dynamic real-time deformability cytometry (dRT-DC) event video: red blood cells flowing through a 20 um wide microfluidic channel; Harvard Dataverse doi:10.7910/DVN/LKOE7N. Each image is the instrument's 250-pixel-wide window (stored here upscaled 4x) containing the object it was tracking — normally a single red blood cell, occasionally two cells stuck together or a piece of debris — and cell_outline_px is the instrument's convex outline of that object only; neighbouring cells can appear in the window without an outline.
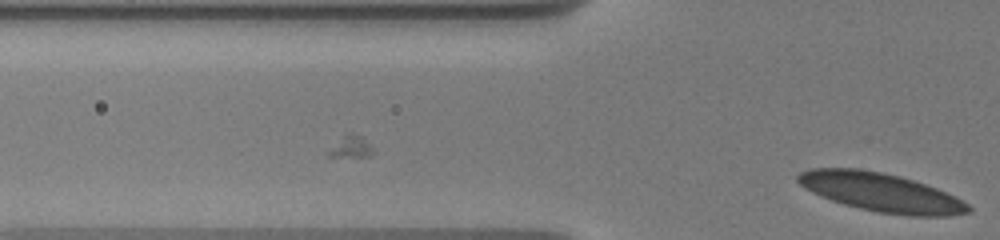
{"species": "human", "species_latin": "Homo sapiens", "temperature_condition": "warm", "stored_images_in_passage": 3, "camera_frame_rate_fps": 3000, "um_per_image_px": 0.085, "donor": {"sex": "male"}, "frame": {"image": 1, "passage_image": 3, "time_ms": 0.667, "image_size_px": [1000, 240], "cell_outline_px": [[972, 208], [968, 212], [948, 216], [912, 216], [880, 212], [860, 208], [844, 204], [832, 200], [812, 192], [800, 184], [796, 180], [796, 176], [800, 172], [808, 168], [856, 168], [880, 172], [900, 176], [936, 188], [968, 204]], "centroid_in_image_um": [74.84, 16.34], "position_along_channel_um": 51.0, "area_um2": 37.86}}